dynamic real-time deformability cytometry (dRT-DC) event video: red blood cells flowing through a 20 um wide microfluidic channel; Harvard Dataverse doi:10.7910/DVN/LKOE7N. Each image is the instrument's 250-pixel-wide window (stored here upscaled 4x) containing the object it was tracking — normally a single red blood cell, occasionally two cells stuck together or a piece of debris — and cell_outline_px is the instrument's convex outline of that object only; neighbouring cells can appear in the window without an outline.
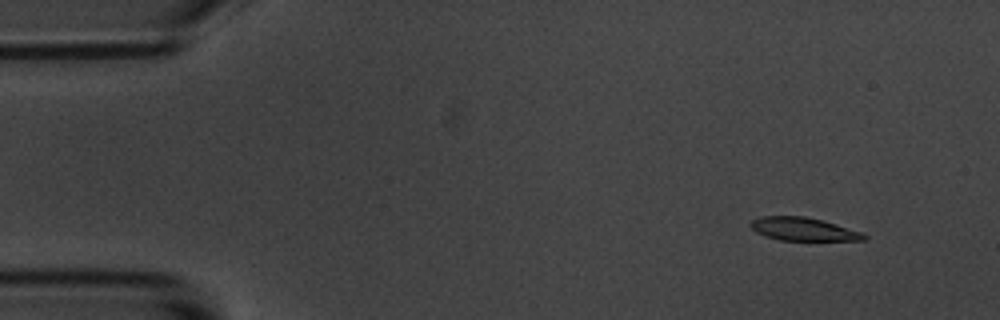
{"species": "common noctule bat (a hibernating species)", "species_latin": "Nyctalus noctula", "temperature_condition": "room temperature", "stored_images_in_passage": 4, "camera_frame_rate_fps": 3000, "um_per_image_px": 0.085, "animal": {"sex": "male", "body_mass_g": 20.1, "forearm_length_mm": 53.5}, "frame": {"image": 1, "passage_image": 1, "time_ms": 0.0, "image_size_px": [1000, 320], "cell_outline_px": [[868, 236], [864, 240], [780, 240], [764, 236], [756, 232], [748, 224], [752, 220], [760, 216], [804, 216], [824, 220], [860, 232]], "centroid_in_image_um": [68.23, 19.47], "position_along_channel_um": 16.8, "area_um2": 15.26}}
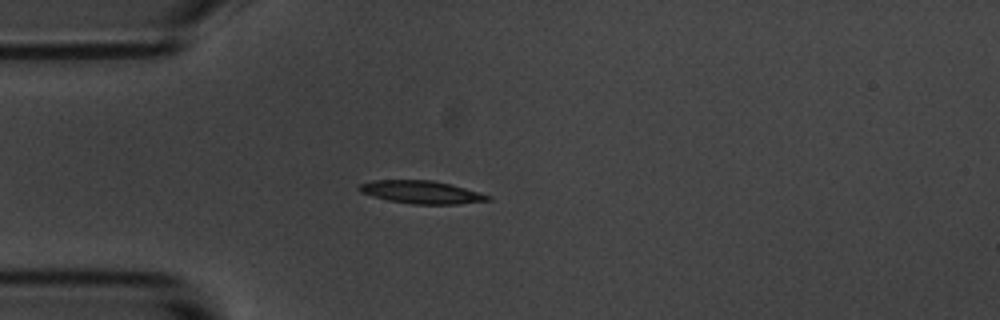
{"frame": {"image": 2, "passage_image": 4, "time_ms": 3.333, "image_size_px": [1000, 320], "cell_outline_px": [[492, 200], [460, 204], [412, 204], [388, 200], [372, 196], [360, 192], [356, 188], [360, 184], [372, 180], [432, 180], [464, 188], [492, 196]], "centroid_in_image_um": [35.8, 16.34], "position_along_channel_um": 49.2, "area_um2": 17.11}}